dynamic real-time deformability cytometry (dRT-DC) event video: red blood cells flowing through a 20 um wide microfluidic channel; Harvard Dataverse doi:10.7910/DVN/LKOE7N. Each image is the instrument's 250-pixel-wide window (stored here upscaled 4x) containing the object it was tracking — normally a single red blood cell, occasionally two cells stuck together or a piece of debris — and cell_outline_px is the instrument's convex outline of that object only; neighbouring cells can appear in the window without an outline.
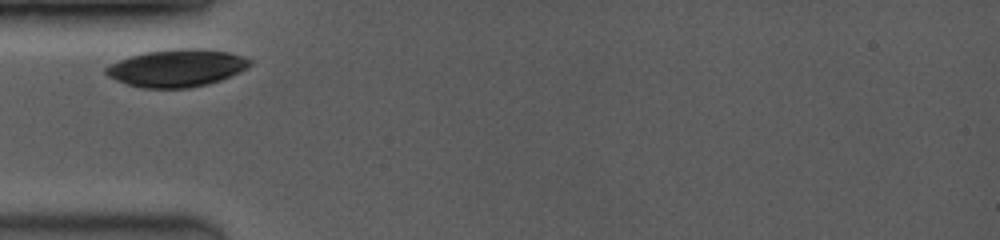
{"species": "common noctule bat (a hibernating species)", "species_latin": "Nyctalus noctula", "temperature_condition": "room temperature", "stored_images_in_passage": 6, "camera_frame_rate_fps": 3500, "um_per_image_px": 0.085, "animal": {"sex": "female", "body_mass_g": 19.0, "forearm_length_mm": 53.3}, "frame": {"image": 1, "passage_image": 1, "time_ms": 0.0, "image_size_px": [1000, 240], "cell_outline_px": [[252, 64], [240, 72], [220, 80], [208, 84], [188, 88], [144, 88], [128, 84], [116, 80], [108, 76], [104, 72], [104, 68], [120, 60], [144, 52], [176, 48], [204, 48], [228, 52], [244, 56], [252, 60]], "centroid_in_image_um": [15.06, 5.77], "position_along_channel_um": 69.9, "area_um2": 31.44}}
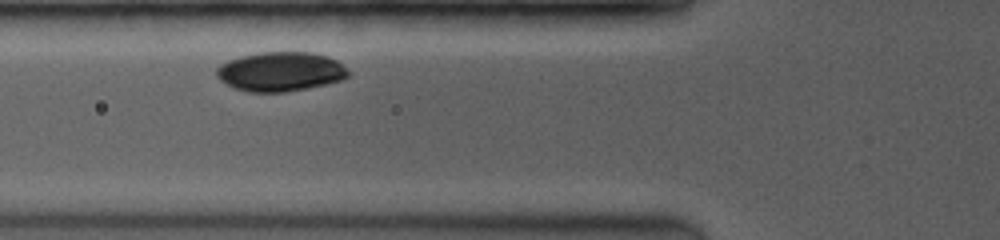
{"frame": {"image": 2, "passage_image": 3, "time_ms": 0.857, "image_size_px": [1000, 240], "cell_outline_px": [[352, 72], [348, 76], [340, 80], [324, 84], [284, 92], [248, 92], [236, 88], [220, 80], [216, 76], [216, 68], [220, 64], [228, 60], [240, 56], [256, 52], [312, 52], [328, 56], [336, 60], [348, 68]], "centroid_in_image_um": [23.84, 6.07], "position_along_channel_um": 102.0, "area_um2": 30.29}}
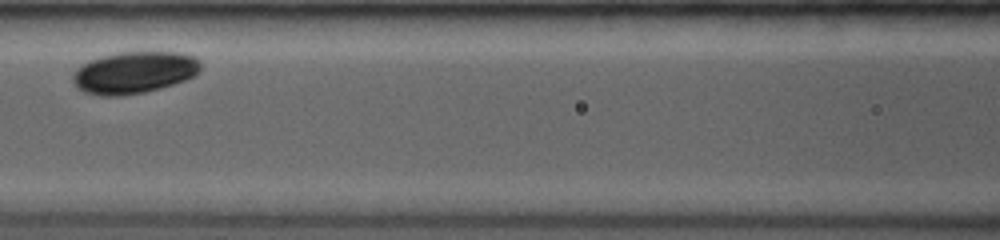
{"frame": {"image": 3, "passage_image": 5, "time_ms": 2.286, "image_size_px": [1000, 240], "cell_outline_px": [[200, 72], [196, 76], [160, 88], [144, 92], [120, 96], [100, 96], [84, 92], [72, 80], [72, 76], [76, 68], [80, 64], [88, 60], [100, 56], [120, 52], [180, 52], [196, 56], [200, 60]], "centroid_in_image_um": [11.41, 6.15], "position_along_channel_um": 155.2, "area_um2": 31.5}}